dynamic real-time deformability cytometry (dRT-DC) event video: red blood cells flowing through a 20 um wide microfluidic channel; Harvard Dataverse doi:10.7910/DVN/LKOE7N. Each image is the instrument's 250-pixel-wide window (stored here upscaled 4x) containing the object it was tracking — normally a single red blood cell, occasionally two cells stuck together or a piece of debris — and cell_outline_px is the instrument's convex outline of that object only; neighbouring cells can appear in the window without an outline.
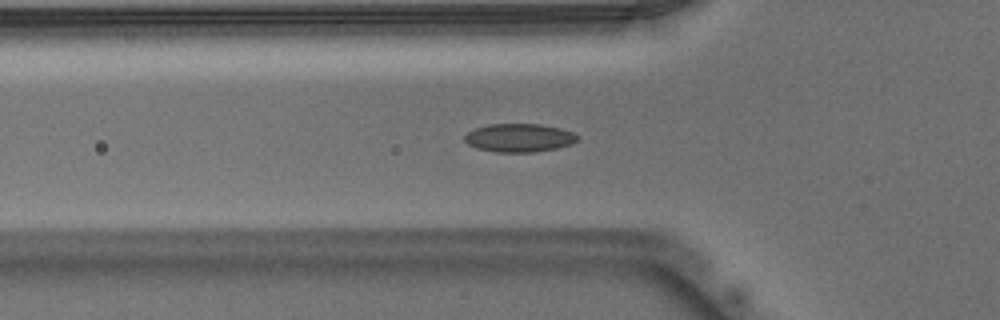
{"species": "Egyptian fruit bat (a non-hibernating species)", "species_latin": "Rousettus aegyptiacus", "temperature_condition": "warm", "stored_images_in_passage": 52, "camera_frame_rate_fps": 3000, "um_per_image_px": 0.085, "animal": {"sex": "male"}, "frame": {"image": 1, "passage_image": 17, "time_ms": 5.333, "image_size_px": [1000, 320], "cell_outline_px": [[580, 140], [572, 144], [556, 148], [536, 152], [496, 152], [476, 148], [468, 144], [464, 140], [464, 136], [468, 132], [476, 128], [488, 124], [540, 124], [560, 128], [572, 132], [580, 136]], "centroid_in_image_um": [44.16, 11.71], "position_along_channel_um": 81.6, "area_um2": 18.79}}
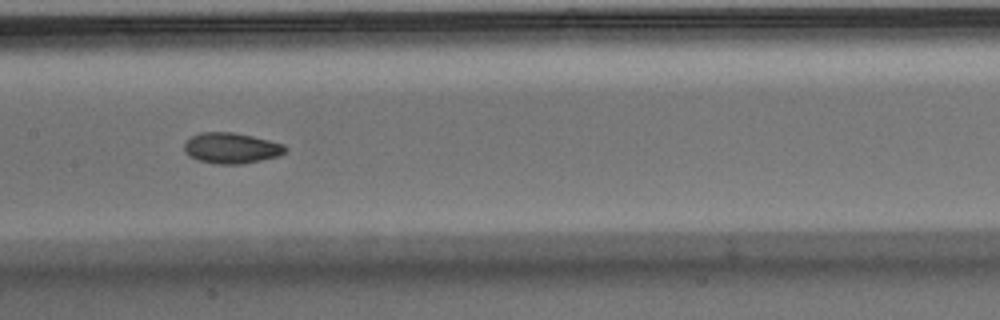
{"frame": {"image": 2, "passage_image": 25, "time_ms": 8.0, "image_size_px": [1000, 320], "cell_outline_px": [[288, 148], [280, 156], [244, 164], [212, 164], [196, 160], [184, 152], [184, 144], [192, 136], [200, 132], [232, 132], [252, 136], [284, 144]], "centroid_in_image_um": [19.66, 12.6], "position_along_channel_um": 187.7, "area_um2": 18.26}}
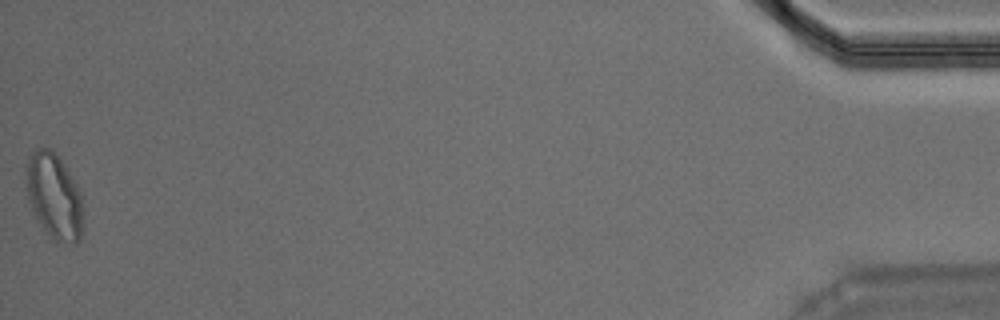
{"frame": {"image": 3, "passage_image": 51, "time_ms": 16.667, "image_size_px": [1000, 320], "cell_outline_px": [[80, 240], [76, 244], [72, 244], [56, 240], [44, 228], [36, 216], [28, 200], [24, 164], [28, 156], [36, 148], [52, 148], [64, 164], [72, 176], [80, 192]], "centroid_in_image_um": [4.55, 16.59], "position_along_channel_um": 430.7, "area_um2": 27.92}}